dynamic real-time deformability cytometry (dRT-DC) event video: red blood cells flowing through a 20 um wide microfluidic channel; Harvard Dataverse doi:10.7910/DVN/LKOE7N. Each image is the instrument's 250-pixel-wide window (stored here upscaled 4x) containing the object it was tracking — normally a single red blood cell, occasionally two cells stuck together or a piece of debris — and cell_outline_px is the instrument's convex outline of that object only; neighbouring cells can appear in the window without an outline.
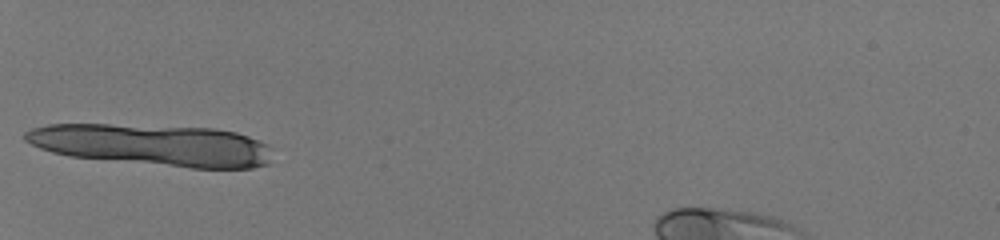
{"species": "human", "species_latin": "Homo sapiens", "temperature_condition": "room temperature", "stored_images_in_passage": 10, "camera_frame_rate_fps": 3000, "um_per_image_px": 0.085, "donor": {"sex": "male"}, "frame": {"image": 1, "passage_image": 1, "time_ms": 0.0, "image_size_px": [1000, 240], "cell_outline_px": [[268, 164], [252, 168], [192, 168], [68, 156], [52, 152], [40, 148], [24, 140], [24, 132], [32, 128], [48, 124], [108, 124], [216, 128], [236, 132], [248, 136], [268, 144]], "centroid_in_image_um": [12.95, 12.32], "position_along_channel_um": 72.0, "area_um2": 59.82}}